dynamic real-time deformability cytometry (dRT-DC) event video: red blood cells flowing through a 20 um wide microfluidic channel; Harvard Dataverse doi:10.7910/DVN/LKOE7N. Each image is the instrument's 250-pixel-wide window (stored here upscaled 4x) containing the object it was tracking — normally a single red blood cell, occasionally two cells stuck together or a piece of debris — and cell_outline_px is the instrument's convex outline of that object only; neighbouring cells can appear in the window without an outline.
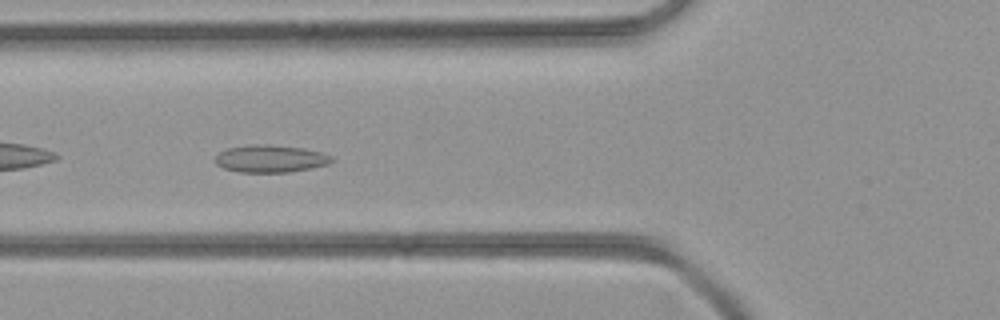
{"species": "common noctule bat (a hibernating species)", "species_latin": "Nyctalus noctula", "temperature_condition": "room temperature", "stored_images_in_passage": 43, "camera_frame_rate_fps": 3000, "um_per_image_px": 0.085, "animal": {"sex": "female", "body_mass_g": 21.9}, "frame": {"image": 1, "passage_image": 16, "time_ms": 5.0, "image_size_px": [1000, 320], "cell_outline_px": [[336, 160], [328, 164], [312, 168], [288, 172], [240, 172], [224, 168], [216, 164], [212, 160], [224, 148], [244, 144], [268, 144], [304, 148], [320, 152], [332, 156]], "centroid_in_image_um": [22.96, 13.47], "position_along_channel_um": 102.8, "area_um2": 18.96}}
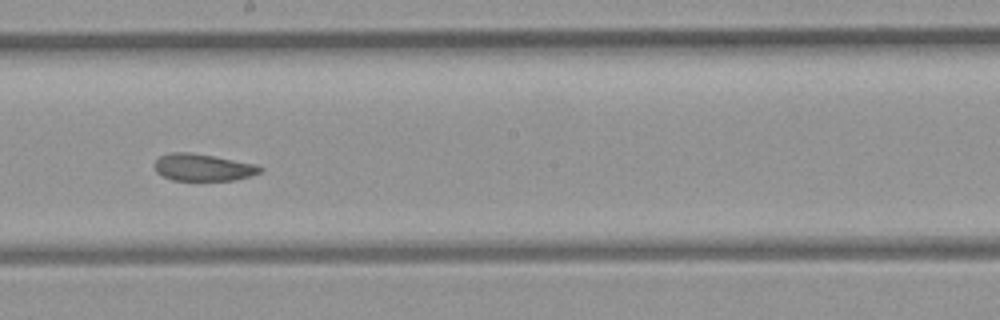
{"frame": {"image": 2, "passage_image": 24, "time_ms": 7.667, "image_size_px": [1000, 320], "cell_outline_px": [[264, 168], [260, 172], [252, 176], [232, 180], [172, 180], [156, 172], [156, 160], [160, 156], [172, 152], [188, 152], [212, 156], [256, 164]], "centroid_in_image_um": [17.28, 14.23], "position_along_channel_um": 230.9, "area_um2": 16.42}}
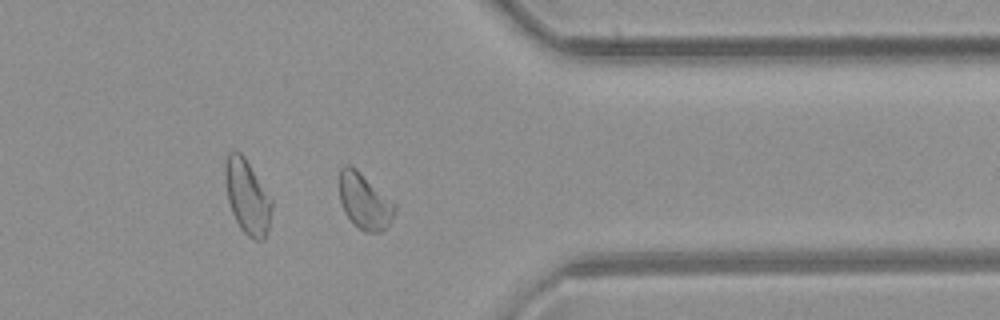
{"frame": {"image": 3, "passage_image": 34, "time_ms": 11.0, "image_size_px": [1000, 320], "cell_outline_px": [[396, 208], [388, 224], [380, 232], [364, 232], [344, 212], [340, 200], [340, 168], [344, 164], [348, 164], [356, 168], [396, 204]], "centroid_in_image_um": [30.97, 17.07], "position_along_channel_um": 380.4, "area_um2": 17.63}}